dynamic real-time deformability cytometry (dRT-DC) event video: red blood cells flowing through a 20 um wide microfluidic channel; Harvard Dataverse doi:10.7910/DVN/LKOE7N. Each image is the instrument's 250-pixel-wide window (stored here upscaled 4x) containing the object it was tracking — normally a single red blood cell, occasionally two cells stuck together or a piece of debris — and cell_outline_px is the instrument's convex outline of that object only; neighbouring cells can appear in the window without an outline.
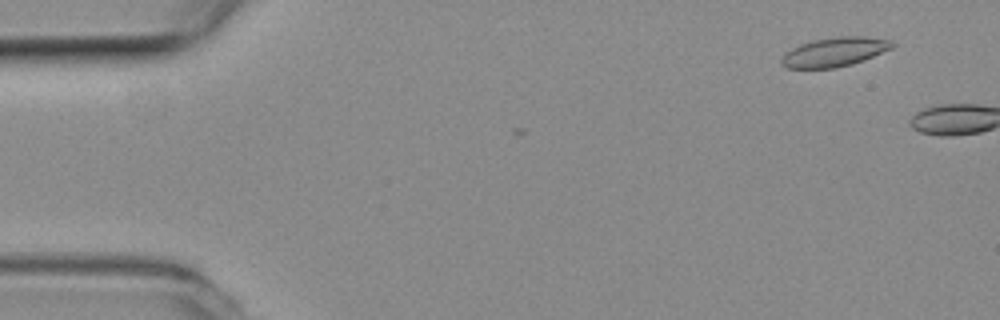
{"species": "common noctule bat (a hibernating species)", "species_latin": "Nyctalus noctula", "temperature_condition": "room temperature", "stored_images_in_passage": 4, "camera_frame_rate_fps": 3000, "um_per_image_px": 0.085, "animal": {"sex": "female", "body_mass_g": 19.3, "forearm_length_mm": 54.1}, "frame": {"image": 1, "passage_image": 3, "time_ms": 0.667, "image_size_px": [1000, 320], "cell_outline_px": [[896, 44], [892, 48], [864, 60], [852, 64], [836, 68], [784, 68], [780, 64], [780, 60], [792, 48], [800, 44], [812, 40], [840, 36], [864, 36], [892, 40]], "centroid_in_image_um": [70.95, 4.42], "position_along_channel_um": 14.0, "area_um2": 18.9}}